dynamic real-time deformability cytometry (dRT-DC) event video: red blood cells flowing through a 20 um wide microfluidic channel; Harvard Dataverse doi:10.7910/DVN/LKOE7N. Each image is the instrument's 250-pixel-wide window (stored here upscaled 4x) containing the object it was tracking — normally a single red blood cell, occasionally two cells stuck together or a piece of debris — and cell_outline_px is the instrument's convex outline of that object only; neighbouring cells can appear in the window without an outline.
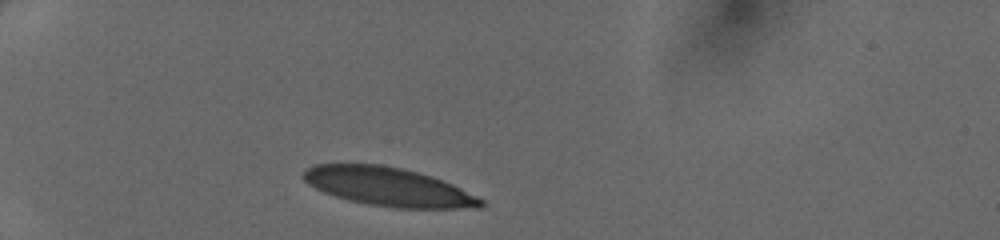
{"species": "human", "species_latin": "Homo sapiens", "temperature_condition": "cold", "stored_images_in_passage": 29, "camera_frame_rate_fps": 3000, "um_per_image_px": 0.085, "donor": {"sex": "female"}, "frame": {"image": 1, "passage_image": 1, "time_ms": 0.0, "image_size_px": [1000, 240], "cell_outline_px": [[484, 208], [396, 208], [368, 204], [348, 200], [324, 192], [308, 184], [300, 176], [308, 168], [316, 164], [380, 164], [400, 168], [432, 176], [452, 184], [484, 200]], "centroid_in_image_um": [33.01, 15.88], "position_along_channel_um": 52.0, "area_um2": 39.71}}
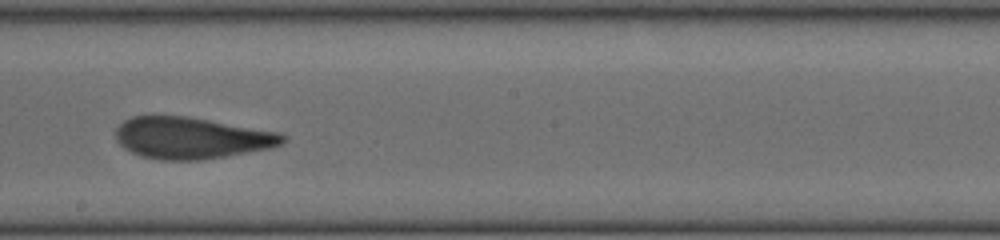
{"frame": {"image": 2, "passage_image": 16, "time_ms": 5.0, "image_size_px": [1000, 240], "cell_outline_px": [[288, 140], [280, 144], [268, 148], [224, 156], [200, 160], [160, 160], [140, 156], [124, 148], [116, 140], [116, 128], [124, 120], [132, 116], [188, 116], [280, 132], [288, 136]], "centroid_in_image_um": [16.26, 11.72], "position_along_channel_um": 231.9, "area_um2": 40.46}}
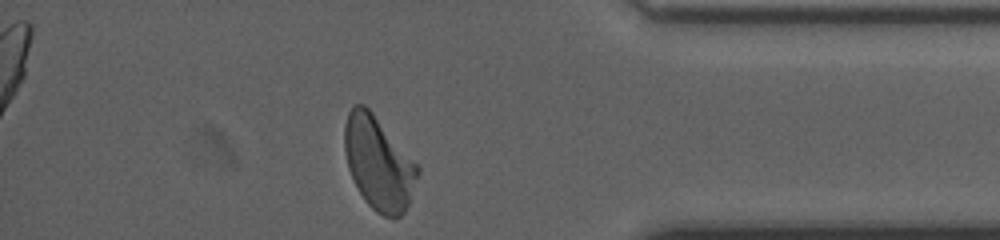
{"frame": {"image": 3, "passage_image": 29, "time_ms": 9.333, "image_size_px": [1000, 240], "cell_outline_px": [[420, 172], [408, 204], [404, 212], [396, 220], [392, 220], [376, 212], [364, 200], [348, 168], [344, 152], [344, 124], [348, 112], [352, 104], [364, 104], [372, 112], [420, 168]], "centroid_in_image_um": [32.16, 13.88], "position_along_channel_um": 403.0, "area_um2": 39.54}}